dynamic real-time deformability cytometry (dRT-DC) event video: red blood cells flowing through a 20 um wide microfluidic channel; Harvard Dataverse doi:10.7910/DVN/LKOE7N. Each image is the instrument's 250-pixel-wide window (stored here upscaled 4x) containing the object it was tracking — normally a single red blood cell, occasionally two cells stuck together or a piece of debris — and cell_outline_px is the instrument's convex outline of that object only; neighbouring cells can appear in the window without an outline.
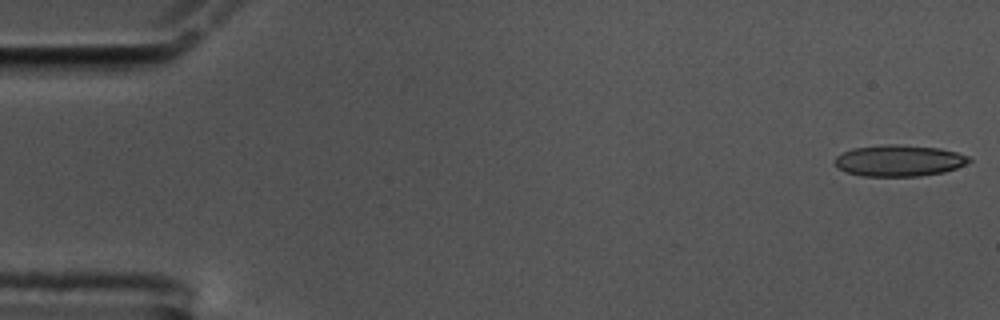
{"species": "common noctule bat (a hibernating species)", "species_latin": "Nyctalus noctula", "temperature_condition": "cold", "stored_images_in_passage": 58, "camera_frame_rate_fps": 3000, "um_per_image_px": 0.085, "animal": {"sex": "male", "body_mass_g": 17.5, "forearm_length_mm": 52.3}, "frame": {"image": 1, "passage_image": 1, "time_ms": 0.0, "image_size_px": [1000, 320], "cell_outline_px": [[972, 160], [956, 168], [944, 172], [920, 176], [860, 176], [844, 172], [836, 168], [832, 160], [836, 156], [852, 148], [884, 144], [896, 144], [940, 148], [956, 152], [968, 156]], "centroid_in_image_um": [76.35, 13.65], "position_along_channel_um": 8.7, "area_um2": 24.8}}
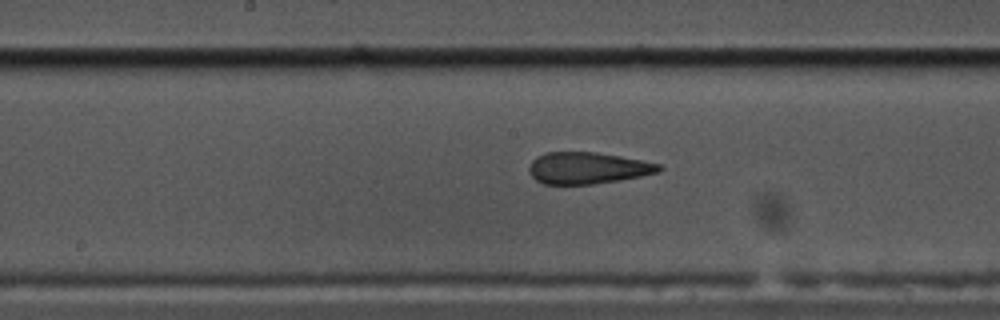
{"frame": {"image": 2, "passage_image": 29, "time_ms": 9.333, "image_size_px": [1000, 320], "cell_outline_px": [[664, 168], [660, 172], [620, 180], [592, 184], [544, 184], [536, 180], [528, 172], [528, 168], [532, 160], [536, 156], [544, 152], [596, 152], [620, 156], [660, 164]], "centroid_in_image_um": [49.93, 14.28], "position_along_channel_um": 198.3, "area_um2": 24.04}}
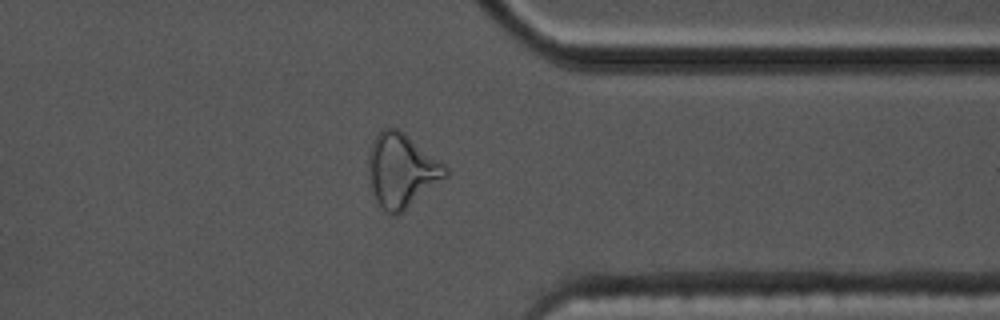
{"frame": {"image": 3, "passage_image": 45, "time_ms": 14.667, "image_size_px": [1000, 320], "cell_outline_px": [[448, 176], [400, 212], [392, 216], [376, 200], [372, 192], [368, 176], [368, 152], [372, 140], [380, 128], [396, 128], [404, 132], [444, 164], [448, 168]], "centroid_in_image_um": [34.1, 14.44], "position_along_channel_um": 377.3, "area_um2": 32.83}, "authors_computed_cell_mechanics": {"area_um2": 25.0274, "velocity_mm_per_s": 3.4616, "shape_relaxation_time_tau1_ms": null, "shape_relaxation_time_tau2_ms": 1.963, "deformation_change_tau1": null, "deformation_change_tau2": 0.0963}}